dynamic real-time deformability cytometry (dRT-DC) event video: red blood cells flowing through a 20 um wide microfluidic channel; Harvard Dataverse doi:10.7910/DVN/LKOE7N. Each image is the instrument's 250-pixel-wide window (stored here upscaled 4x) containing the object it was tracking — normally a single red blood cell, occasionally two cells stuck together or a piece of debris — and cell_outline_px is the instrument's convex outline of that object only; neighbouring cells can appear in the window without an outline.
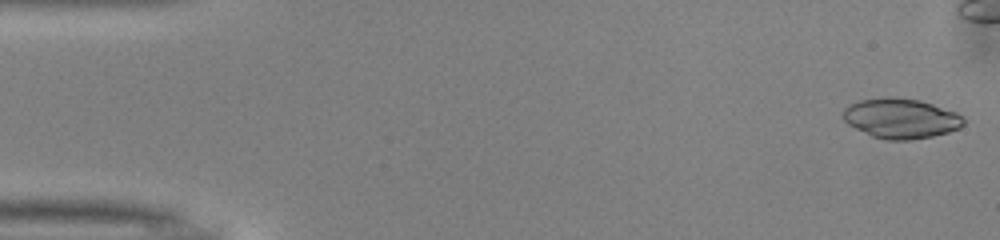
{"species": "common noctule bat (a hibernating species)", "species_latin": "Nyctalus noctula", "temperature_condition": "warm", "stored_images_in_passage": 41, "camera_frame_rate_fps": 3000, "um_per_image_px": 0.085, "animal": {"sex": "male", "body_mass_g": 13.0, "forearm_length_mm": 53.1}, "frame": {"image": 1, "passage_image": 1, "time_ms": 0.0, "image_size_px": [1000, 240], "cell_outline_px": [[964, 124], [960, 128], [948, 132], [932, 136], [912, 140], [884, 140], [872, 136], [848, 124], [844, 120], [844, 108], [860, 100], [888, 96], [920, 100], [956, 112], [964, 116]], "centroid_in_image_um": [76.6, 10.07], "position_along_channel_um": 8.4, "area_um2": 28.03}}